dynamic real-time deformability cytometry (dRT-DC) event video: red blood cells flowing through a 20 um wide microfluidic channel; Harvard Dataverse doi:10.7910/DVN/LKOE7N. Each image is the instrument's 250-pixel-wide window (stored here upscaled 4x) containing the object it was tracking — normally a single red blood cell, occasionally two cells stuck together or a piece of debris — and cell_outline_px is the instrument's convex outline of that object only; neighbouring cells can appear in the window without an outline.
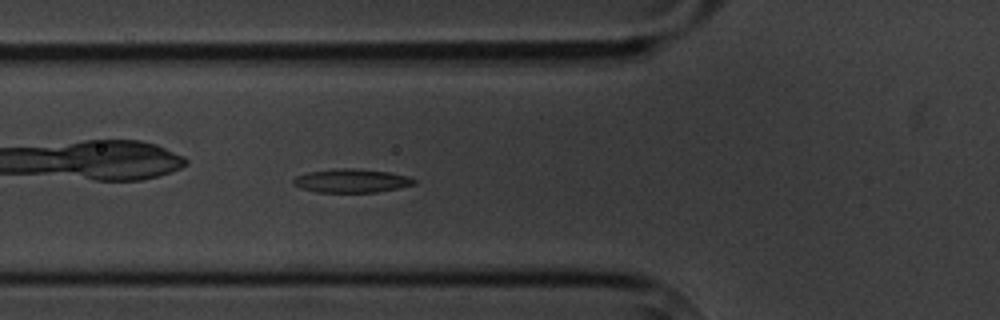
{"species": "common noctule bat (a hibernating species)", "species_latin": "Nyctalus noctula", "temperature_condition": "cold", "stored_images_in_passage": 7, "camera_frame_rate_fps": 3000, "um_per_image_px": 0.085, "animal": {"sex": "male", "body_mass_g": 20.1, "forearm_length_mm": 53.5}, "frame": {"image": 1, "passage_image": 7, "time_ms": 7.0, "image_size_px": [1000, 320], "cell_outline_px": [[416, 184], [400, 188], [376, 192], [316, 192], [300, 188], [292, 184], [292, 180], [296, 176], [308, 172], [336, 168], [352, 168], [392, 172], [408, 176], [416, 180]], "centroid_in_image_um": [29.88, 15.36], "position_along_channel_um": 95.9, "area_um2": 16.82}}